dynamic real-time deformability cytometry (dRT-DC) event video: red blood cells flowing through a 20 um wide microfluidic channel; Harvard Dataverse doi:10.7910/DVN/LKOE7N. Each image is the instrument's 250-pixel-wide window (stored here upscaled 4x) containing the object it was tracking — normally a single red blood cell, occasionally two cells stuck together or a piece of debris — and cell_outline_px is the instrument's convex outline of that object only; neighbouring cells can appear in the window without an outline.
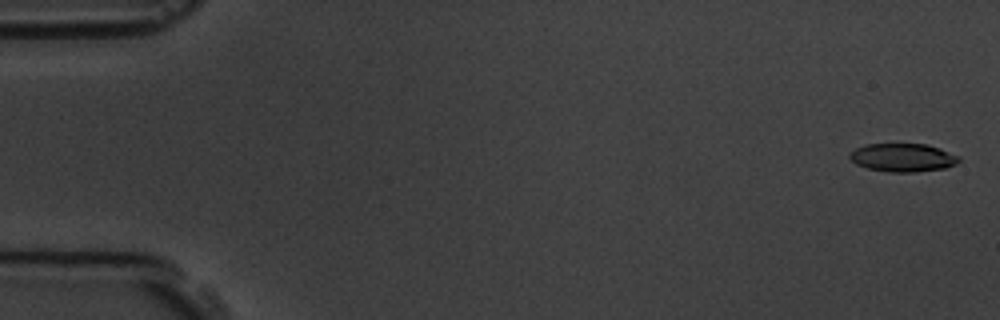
{"species": "common noctule bat (a hibernating species)", "species_latin": "Nyctalus noctula", "temperature_condition": "room temperature", "stored_images_in_passage": 9, "camera_frame_rate_fps": 3000, "um_per_image_px": 0.085, "animal": {"sex": "male", "body_mass_g": 19.5, "forearm_length_mm": 54.6}, "frame": {"image": 1, "passage_image": 1, "time_ms": 0.0, "image_size_px": [1000, 320], "cell_outline_px": [[960, 160], [956, 164], [944, 168], [916, 172], [888, 172], [868, 168], [856, 164], [848, 156], [848, 152], [864, 144], [928, 144], [940, 148], [960, 156]], "centroid_in_image_um": [76.73, 13.39], "position_along_channel_um": 8.3, "area_um2": 18.15}}
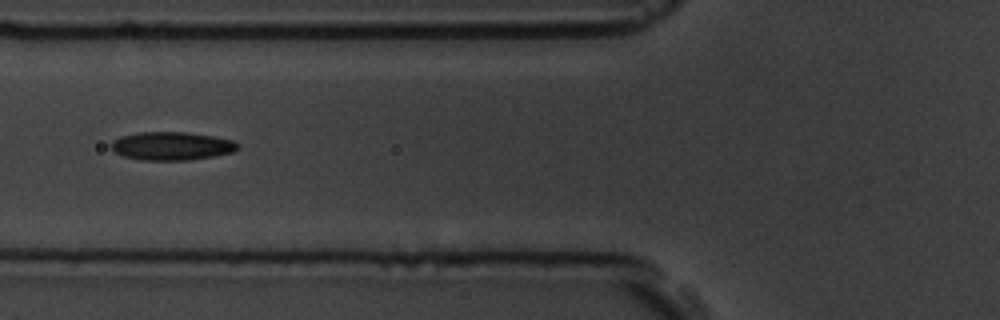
{"frame": {"image": 2, "passage_image": 7, "time_ms": 6.667, "image_size_px": [1000, 320], "cell_outline_px": [[240, 148], [232, 152], [192, 160], [140, 160], [124, 156], [116, 152], [108, 144], [112, 140], [120, 136], [140, 132], [184, 132], [212, 136], [232, 140], [240, 144]], "centroid_in_image_um": [14.58, 12.41], "position_along_channel_um": 111.2, "area_um2": 20.92}}
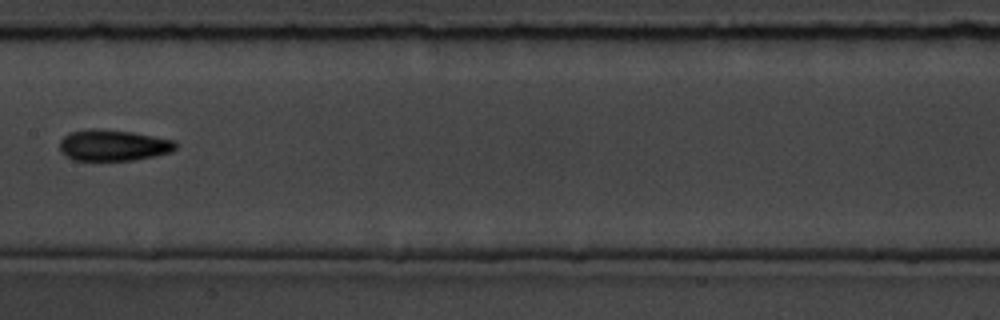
{"frame": {"image": 3, "passage_image": 9, "time_ms": 9.0, "image_size_px": [1000, 320], "cell_outline_px": [[180, 144], [172, 152], [156, 156], [132, 160], [72, 160], [64, 156], [60, 152], [60, 140], [68, 132], [88, 128], [100, 128], [132, 132], [176, 140]], "centroid_in_image_um": [9.63, 12.34], "position_along_channel_um": 197.8, "area_um2": 21.56}}